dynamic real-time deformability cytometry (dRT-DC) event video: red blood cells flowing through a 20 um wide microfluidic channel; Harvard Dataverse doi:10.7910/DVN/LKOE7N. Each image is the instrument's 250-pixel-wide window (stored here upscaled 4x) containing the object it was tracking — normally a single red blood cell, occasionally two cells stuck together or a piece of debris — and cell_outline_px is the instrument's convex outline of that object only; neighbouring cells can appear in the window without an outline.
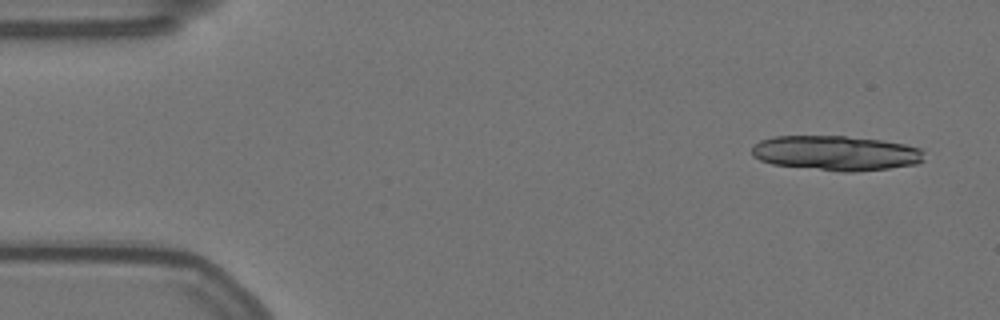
{"species": "Egyptian fruit bat (a non-hibernating species)", "species_latin": "Rousettus aegyptiacus", "temperature_condition": "warm", "stored_images_in_passage": 14, "camera_frame_rate_fps": 3000, "um_per_image_px": 0.085, "animal": {"sex": "female"}, "frame": {"image": 1, "passage_image": 2, "time_ms": 0.333, "image_size_px": [1000, 320], "cell_outline_px": [[924, 160], [916, 164], [888, 168], [852, 172], [844, 172], [772, 164], [760, 160], [752, 156], [752, 144], [760, 140], [772, 136], [844, 136], [880, 140], [904, 144], [920, 148], [924, 152]], "centroid_in_image_um": [71.03, 13.01], "position_along_channel_um": 14.0, "area_um2": 35.03}}